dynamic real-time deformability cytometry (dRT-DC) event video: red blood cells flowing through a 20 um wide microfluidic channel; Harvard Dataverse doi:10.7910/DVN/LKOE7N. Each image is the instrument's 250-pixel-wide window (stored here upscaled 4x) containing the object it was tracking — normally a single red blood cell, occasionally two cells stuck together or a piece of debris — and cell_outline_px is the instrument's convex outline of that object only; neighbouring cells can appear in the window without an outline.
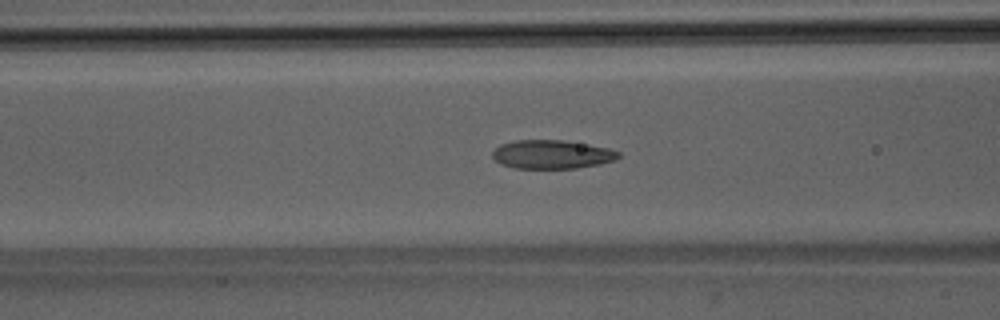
{"species": "Egyptian fruit bat (a non-hibernating species)", "species_latin": "Rousettus aegyptiacus", "temperature_condition": "room temperature", "stored_images_in_passage": 46, "camera_frame_rate_fps": 3000, "um_per_image_px": 0.085, "animal": {"sex": "male"}, "frame": {"image": 1, "passage_image": 16, "time_ms": 5.0, "image_size_px": [1000, 320], "cell_outline_px": [[620, 156], [616, 160], [600, 164], [576, 168], [512, 168], [500, 164], [492, 156], [492, 152], [500, 144], [516, 140], [564, 140], [588, 144], [608, 148], [620, 152]], "centroid_in_image_um": [46.91, 13.12], "position_along_channel_um": 119.7, "area_um2": 21.15}}
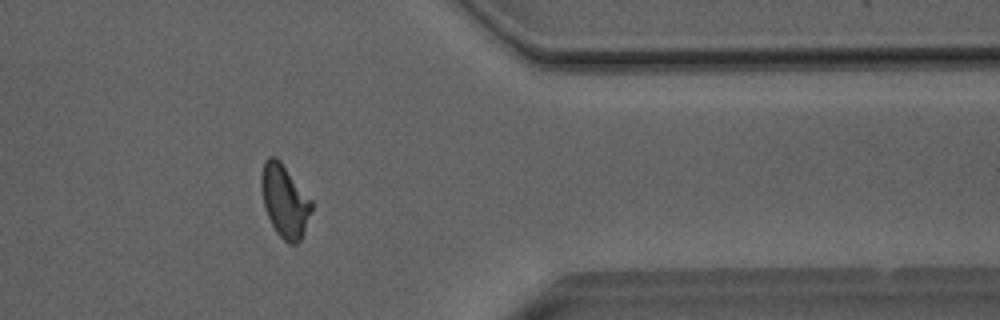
{"frame": {"image": 2, "passage_image": 37, "time_ms": 12.0, "image_size_px": [1000, 320], "cell_outline_px": [[312, 212], [300, 240], [296, 244], [288, 244], [276, 232], [268, 216], [264, 204], [260, 184], [260, 176], [264, 160], [268, 156], [276, 156], [280, 160], [312, 200]], "centroid_in_image_um": [24.19, 17.05], "position_along_channel_um": 387.2, "area_um2": 21.33}}
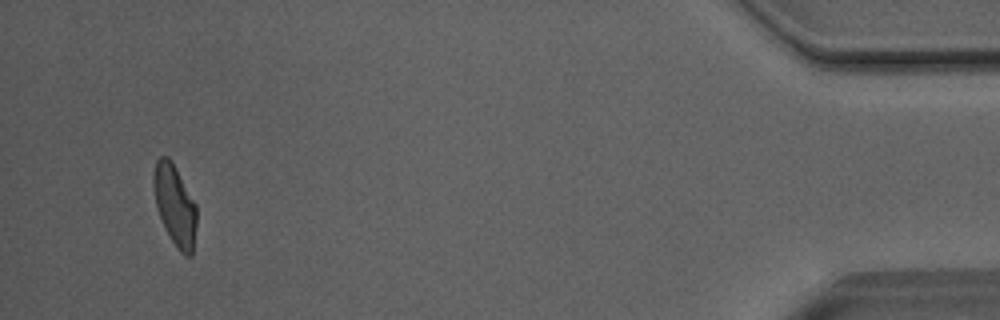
{"frame": {"image": 3, "passage_image": 44, "time_ms": 14.333, "image_size_px": [1000, 320], "cell_outline_px": [[196, 224], [192, 256], [184, 256], [176, 248], [156, 208], [152, 184], [152, 176], [156, 160], [160, 156], [168, 156], [172, 160], [196, 204]], "centroid_in_image_um": [14.85, 17.4], "position_along_channel_um": 420.4, "area_um2": 20.35}, "authors_computed_cell_mechanics": {"area_um2": 21.2415, "velocity_mm_per_s": 4.0398, "shape_relaxation_time_tau1_ms": 4.1303, "shape_relaxation_time_tau2_ms": 1.6334, "deformation_change_tau1": 0.1373, "deformation_change_tau2": 0.0813}}